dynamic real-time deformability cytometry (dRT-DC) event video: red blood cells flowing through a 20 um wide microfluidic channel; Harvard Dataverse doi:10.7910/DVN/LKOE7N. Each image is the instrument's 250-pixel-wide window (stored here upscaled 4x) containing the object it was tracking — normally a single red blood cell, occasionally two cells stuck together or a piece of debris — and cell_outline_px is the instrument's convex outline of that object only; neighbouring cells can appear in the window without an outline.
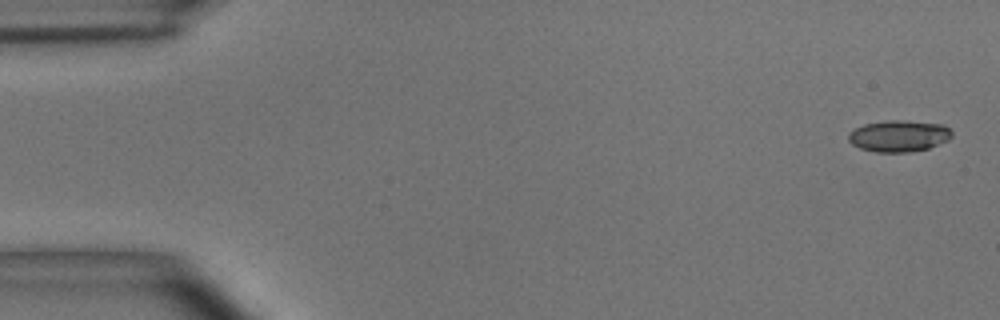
{"species": "common noctule bat (a hibernating species)", "species_latin": "Nyctalus noctula", "temperature_condition": "room temperature", "stored_images_in_passage": 5, "camera_frame_rate_fps": 3000, "um_per_image_px": 0.085, "animal": {"sex": "male", "body_mass_g": 15.6}, "frame": {"image": 1, "passage_image": 1, "time_ms": 0.0, "image_size_px": [1000, 320], "cell_outline_px": [[952, 136], [948, 140], [928, 148], [908, 152], [876, 152], [860, 148], [852, 144], [848, 140], [848, 132], [864, 124], [888, 120], [904, 120], [944, 124], [952, 132]], "centroid_in_image_um": [76.4, 11.55], "position_along_channel_um": 8.6, "area_um2": 19.02}}
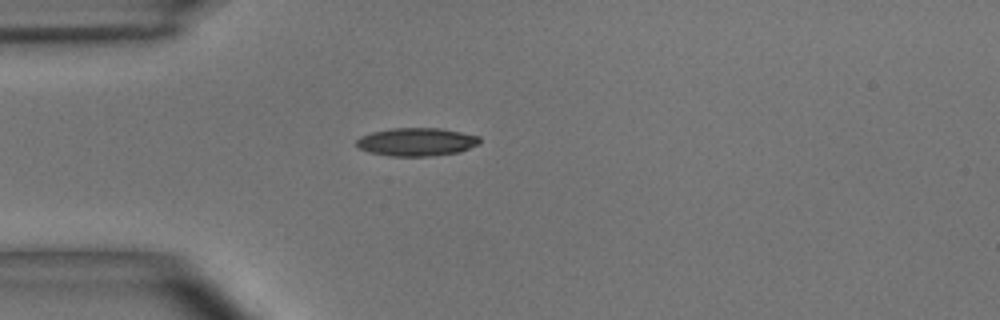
{"frame": {"image": 2, "passage_image": 5, "time_ms": 1.333, "image_size_px": [1000, 320], "cell_outline_px": [[480, 144], [460, 152], [432, 156], [392, 156], [368, 152], [360, 148], [356, 144], [356, 140], [360, 136], [372, 132], [392, 128], [440, 128], [480, 136]], "centroid_in_image_um": [35.43, 12.06], "position_along_channel_um": 49.6, "area_um2": 20.29}}